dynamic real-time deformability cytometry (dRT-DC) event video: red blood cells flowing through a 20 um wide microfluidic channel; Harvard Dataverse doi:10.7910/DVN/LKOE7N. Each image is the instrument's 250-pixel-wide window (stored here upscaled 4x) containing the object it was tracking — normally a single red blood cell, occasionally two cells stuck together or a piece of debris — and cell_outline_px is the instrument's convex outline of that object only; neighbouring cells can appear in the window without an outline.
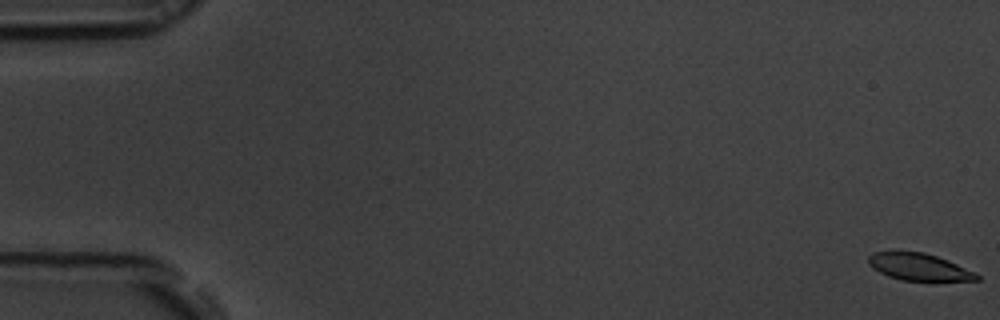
{"species": "common noctule bat (a hibernating species)", "species_latin": "Nyctalus noctula", "temperature_condition": "room temperature", "stored_images_in_passage": 58, "camera_frame_rate_fps": 3000, "um_per_image_px": 0.085, "animal": {"sex": "male", "body_mass_g": 19.5, "forearm_length_mm": 54.6}, "frame": {"image": 1, "passage_image": 1, "time_ms": 0.0, "image_size_px": [1000, 320], "cell_outline_px": [[980, 280], [900, 280], [888, 276], [872, 268], [868, 264], [868, 256], [872, 252], [924, 252], [936, 256], [976, 272], [980, 276]], "centroid_in_image_um": [78.09, 22.69], "position_along_channel_um": 6.9, "area_um2": 16.82}}
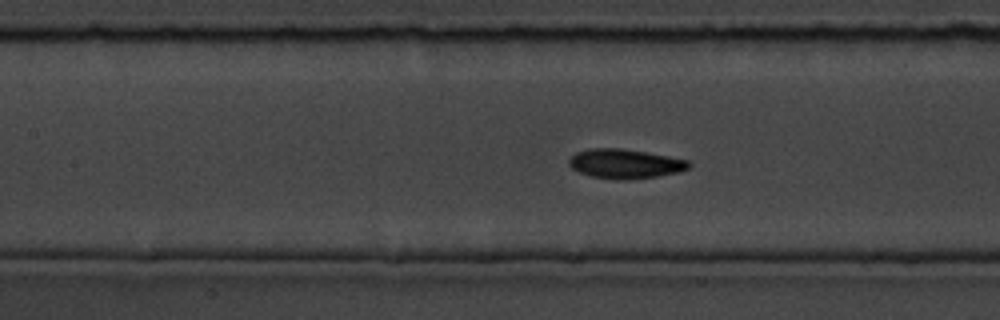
{"frame": {"image": 2, "passage_image": 26, "time_ms": 8.333, "image_size_px": [1000, 320], "cell_outline_px": [[692, 164], [688, 168], [680, 172], [656, 176], [624, 180], [616, 180], [592, 176], [580, 172], [572, 168], [568, 164], [568, 160], [576, 152], [588, 148], [620, 148], [668, 156], [688, 160]], "centroid_in_image_um": [53.12, 13.92], "position_along_channel_um": 154.3, "area_um2": 20.46}}
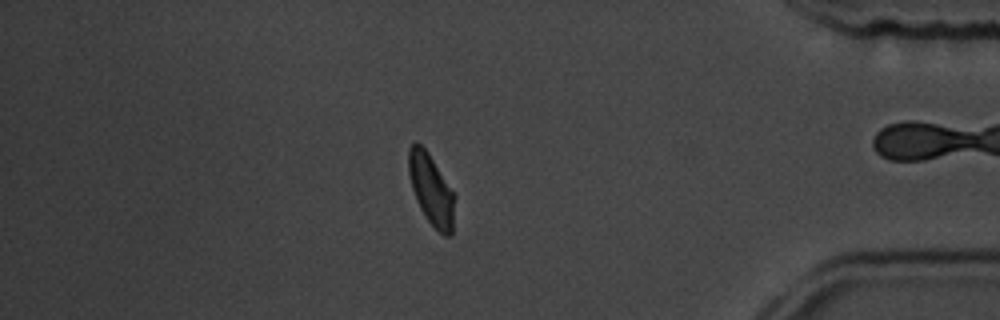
{"frame": {"image": 3, "passage_image": 49, "time_ms": 16.0, "image_size_px": [1000, 320], "cell_outline_px": [[456, 196], [452, 236], [444, 236], [428, 220], [420, 208], [416, 200], [412, 188], [408, 172], [408, 148], [416, 140], [428, 152]], "centroid_in_image_um": [36.66, 16.11], "position_along_channel_um": 398.5, "area_um2": 19.13}, "authors_computed_cell_mechanics": {"area_um2": 19.1318, "velocity_mm_per_s": 3.6454, "shape_relaxation_time_tau1_ms": 1.9086, "shape_relaxation_time_tau2_ms": 2.0605, "deformation_change_tau1": 0.1118, "deformation_change_tau2": 0.0751}}